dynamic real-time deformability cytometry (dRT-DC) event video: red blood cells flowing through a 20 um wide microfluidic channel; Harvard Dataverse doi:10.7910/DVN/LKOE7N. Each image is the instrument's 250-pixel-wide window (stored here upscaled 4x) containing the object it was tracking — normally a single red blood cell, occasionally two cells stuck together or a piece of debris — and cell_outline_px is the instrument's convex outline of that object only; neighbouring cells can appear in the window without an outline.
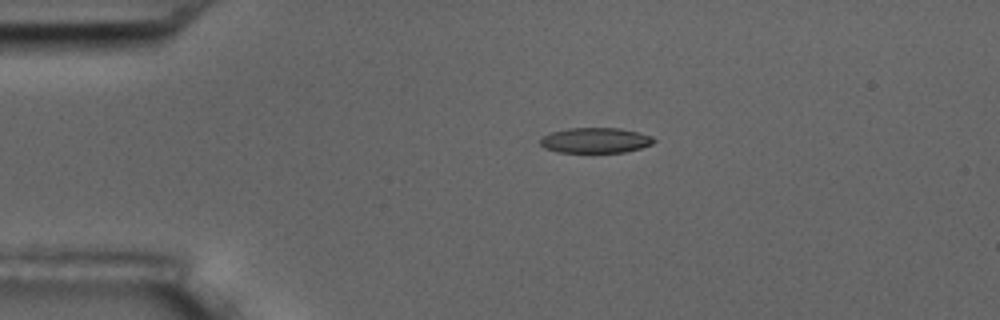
{"species": "common noctule bat (a hibernating species)", "species_latin": "Nyctalus noctula", "temperature_condition": "room temperature", "stored_images_in_passage": 6, "camera_frame_rate_fps": 3000, "um_per_image_px": 0.085, "animal": {"sex": "male", "body_mass_g": 17.5, "forearm_length_mm": 52.3}, "frame": {"image": 1, "passage_image": 4, "time_ms": 3.333, "image_size_px": [1000, 320], "cell_outline_px": [[656, 140], [652, 144], [640, 148], [624, 152], [560, 152], [544, 148], [540, 144], [540, 140], [544, 136], [552, 132], [568, 128], [620, 128], [640, 132], [652, 136]], "centroid_in_image_um": [50.64, 11.92], "position_along_channel_um": 34.4, "area_um2": 16.7}}
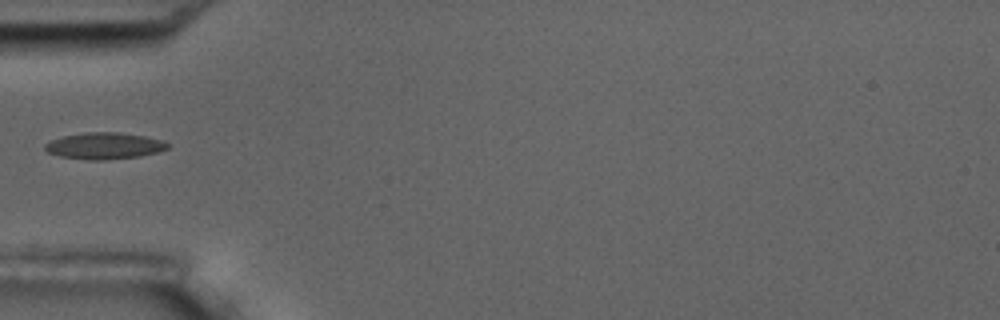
{"frame": {"image": 2, "passage_image": 6, "time_ms": 5.667, "image_size_px": [1000, 320], "cell_outline_px": [[168, 148], [156, 152], [140, 156], [104, 160], [92, 160], [60, 156], [48, 152], [44, 148], [44, 144], [52, 140], [64, 136], [84, 132], [120, 132], [144, 136], [160, 140], [168, 144]], "centroid_in_image_um": [8.84, 12.39], "position_along_channel_um": 76.2, "area_um2": 18.73}}